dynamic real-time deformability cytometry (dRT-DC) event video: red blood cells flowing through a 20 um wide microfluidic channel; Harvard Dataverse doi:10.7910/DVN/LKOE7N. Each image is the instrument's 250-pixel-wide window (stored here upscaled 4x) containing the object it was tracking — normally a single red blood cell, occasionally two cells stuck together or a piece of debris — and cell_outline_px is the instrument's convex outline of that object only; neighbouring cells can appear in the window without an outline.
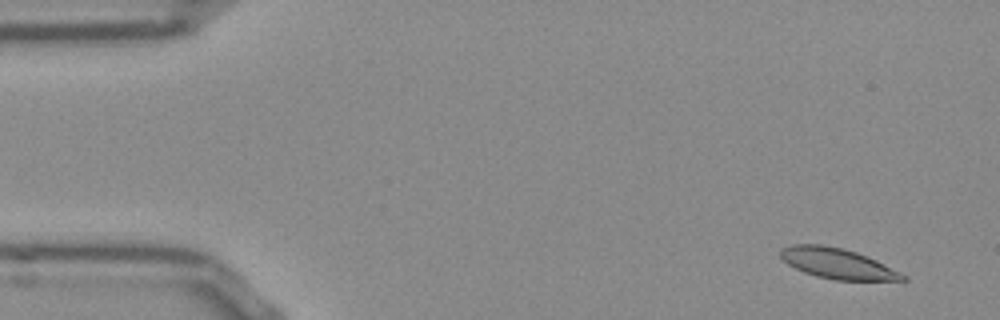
{"species": "Egyptian fruit bat (a non-hibernating species)", "species_latin": "Rousettus aegyptiacus", "temperature_condition": "room temperature", "stored_images_in_passage": 51, "camera_frame_rate_fps": 3000, "um_per_image_px": 0.085, "frame": {"image": 1, "passage_image": 2, "time_ms": 0.333, "image_size_px": [1000, 320], "cell_outline_px": [[908, 280], [836, 280], [816, 276], [804, 272], [788, 264], [780, 256], [780, 248], [792, 244], [820, 244], [844, 248], [856, 252], [876, 260], [908, 276]], "centroid_in_image_um": [71.17, 22.39], "position_along_channel_um": 13.8, "area_um2": 21.62}}
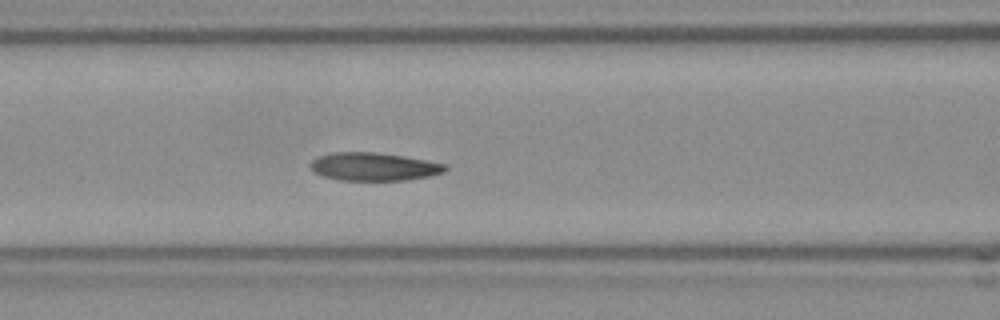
{"frame": {"image": 2, "passage_image": 20, "time_ms": 6.333, "image_size_px": [1000, 320], "cell_outline_px": [[448, 168], [444, 172], [428, 176], [408, 180], [340, 180], [324, 176], [312, 172], [308, 164], [316, 156], [332, 152], [376, 152], [404, 156], [444, 164]], "centroid_in_image_um": [31.7, 14.16], "position_along_channel_um": 134.9, "area_um2": 22.14}}
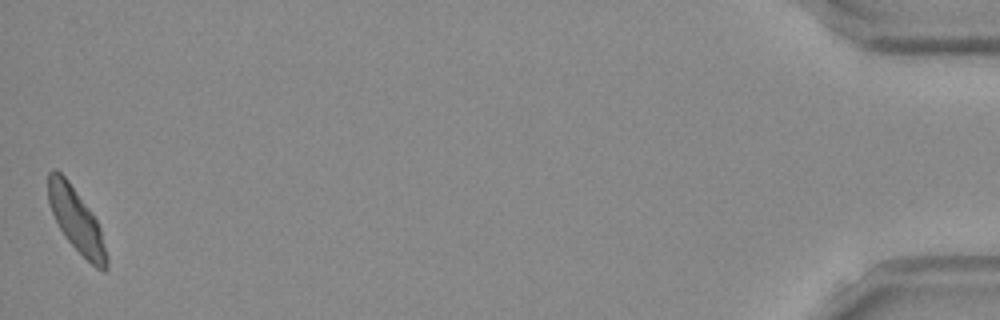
{"frame": {"image": 3, "passage_image": 51, "time_ms": 16.667, "image_size_px": [1000, 320], "cell_outline_px": [[108, 268], [104, 272], [96, 268], [64, 236], [52, 212], [48, 200], [48, 172], [56, 168], [68, 180], [92, 212], [100, 228], [108, 256]], "centroid_in_image_um": [6.5, 18.72], "position_along_channel_um": 428.7, "area_um2": 21.44}, "authors_computed_cell_mechanics": {"area_um2": 22.0796, "velocity_mm_per_s": 3.8062, "shape_relaxation_time_tau1_ms": 7.1359, "shape_relaxation_time_tau2_ms": 3.4056, "deformation_change_tau1": 0.1478, "deformation_change_tau2": 0.0971}}